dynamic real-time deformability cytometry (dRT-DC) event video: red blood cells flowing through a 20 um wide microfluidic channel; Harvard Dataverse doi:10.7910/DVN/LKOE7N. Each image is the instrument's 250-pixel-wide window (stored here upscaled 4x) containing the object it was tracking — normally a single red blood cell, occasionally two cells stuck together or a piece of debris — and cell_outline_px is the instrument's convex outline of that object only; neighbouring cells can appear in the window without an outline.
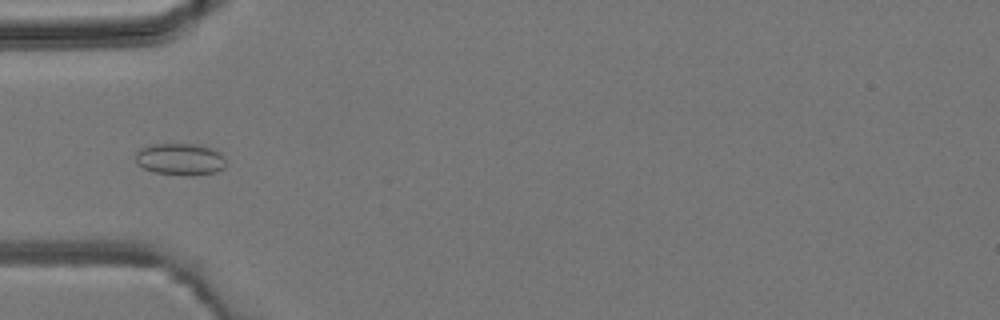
{"species": "common noctule bat (a hibernating species)", "species_latin": "Nyctalus noctula", "temperature_condition": "room temperature", "stored_images_in_passage": 3, "camera_frame_rate_fps": 3000, "um_per_image_px": 0.085, "animal": {"sex": "male", "body_mass_g": 19.2, "forearm_length_mm": 51.8}, "frame": {"image": 1, "passage_image": 3, "time_ms": 2.333, "image_size_px": [1000, 320], "cell_outline_px": [[224, 168], [216, 172], [192, 176], [156, 172], [144, 168], [136, 164], [136, 152], [140, 148], [152, 144], [196, 144], [212, 148], [220, 152], [224, 160]], "centroid_in_image_um": [15.31, 13.53], "position_along_channel_um": 69.7, "area_um2": 16.76}}